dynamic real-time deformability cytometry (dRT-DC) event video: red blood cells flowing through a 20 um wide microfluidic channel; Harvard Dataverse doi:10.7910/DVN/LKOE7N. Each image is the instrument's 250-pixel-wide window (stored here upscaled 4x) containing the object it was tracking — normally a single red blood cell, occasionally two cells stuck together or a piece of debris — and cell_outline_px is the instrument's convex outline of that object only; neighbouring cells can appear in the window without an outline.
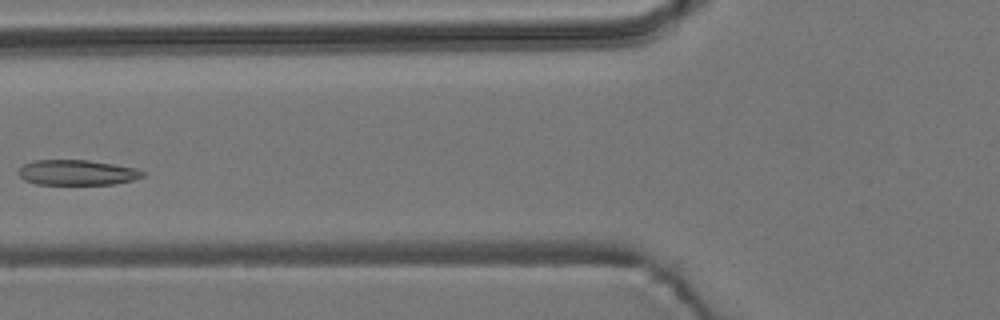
{"species": "common noctule bat (a hibernating species)", "species_latin": "Nyctalus noctula", "temperature_condition": "room temperature", "stored_images_in_passage": 6, "camera_frame_rate_fps": 3000, "um_per_image_px": 0.085, "animal": {"sex": "male", "body_mass_g": 19.2, "forearm_length_mm": 51.8}, "frame": {"image": 1, "passage_image": 5, "time_ms": 1.333, "image_size_px": [1000, 320], "cell_outline_px": [[144, 176], [132, 180], [116, 184], [36, 184], [24, 180], [16, 172], [24, 164], [32, 160], [88, 160], [136, 168], [144, 172]], "centroid_in_image_um": [6.52, 14.66], "position_along_channel_um": 119.3, "area_um2": 18.26}}
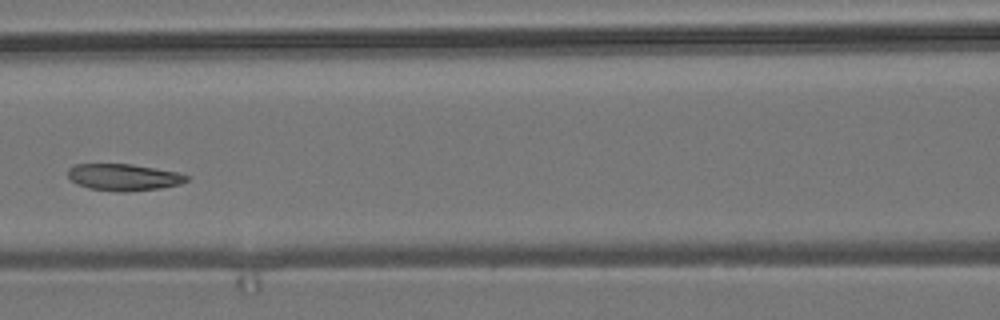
{"frame": {"image": 2, "passage_image": 6, "time_ms": 1.667, "image_size_px": [1000, 320], "cell_outline_px": [[192, 176], [188, 180], [180, 184], [160, 188], [124, 192], [116, 192], [88, 188], [76, 184], [68, 176], [68, 168], [76, 164], [132, 164], [176, 172]], "centroid_in_image_um": [10.51, 15.07], "position_along_channel_um": 156.1, "area_um2": 18.55}}